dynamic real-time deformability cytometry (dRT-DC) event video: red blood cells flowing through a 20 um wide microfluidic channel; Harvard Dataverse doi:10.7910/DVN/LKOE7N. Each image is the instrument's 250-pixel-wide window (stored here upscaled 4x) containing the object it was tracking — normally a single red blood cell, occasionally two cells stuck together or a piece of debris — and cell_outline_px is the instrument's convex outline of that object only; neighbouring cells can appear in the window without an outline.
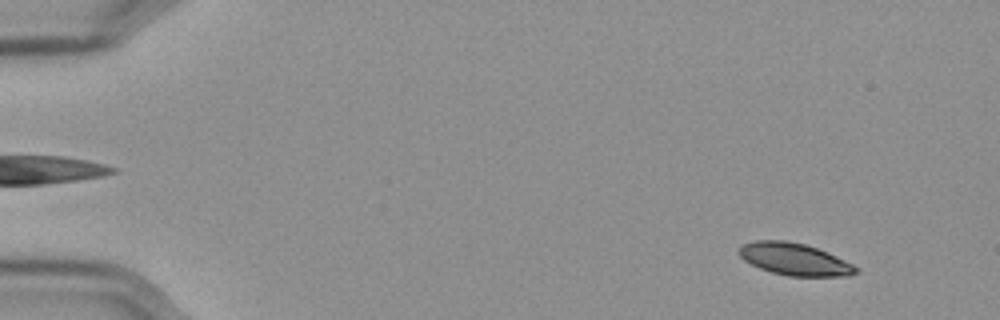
{"species": "Egyptian fruit bat (a non-hibernating species)", "species_latin": "Rousettus aegyptiacus", "temperature_condition": "cold", "stored_images_in_passage": 57, "camera_frame_rate_fps": 3000, "um_per_image_px": 0.085, "frame": {"image": 1, "passage_image": 5, "time_ms": 1.333, "image_size_px": [1000, 320], "cell_outline_px": [[860, 272], [848, 276], [788, 276], [772, 272], [760, 268], [744, 260], [736, 252], [744, 244], [756, 240], [784, 240], [804, 244], [828, 252], [860, 268]], "centroid_in_image_um": [67.56, 22.04], "position_along_channel_um": 17.4, "area_um2": 21.85}}
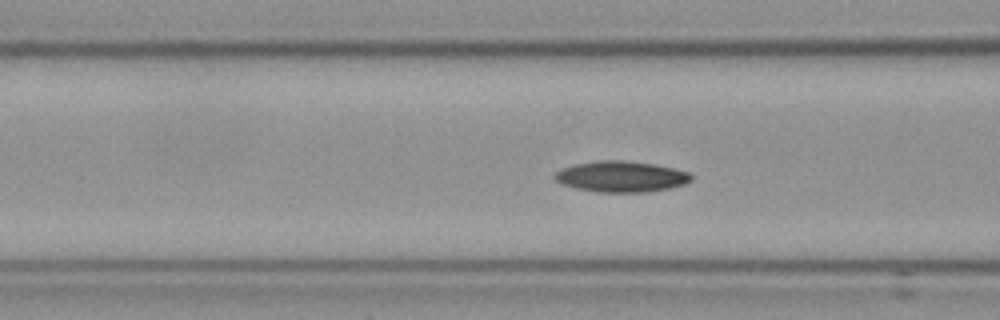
{"frame": {"image": 2, "passage_image": 23, "time_ms": 7.333, "image_size_px": [1000, 320], "cell_outline_px": [[692, 180], [684, 184], [668, 188], [644, 192], [600, 192], [576, 188], [564, 184], [556, 180], [552, 176], [556, 172], [564, 168], [576, 164], [596, 160], [624, 160], [656, 164], [688, 172], [692, 176]], "centroid_in_image_um": [52.8, 15.0], "position_along_channel_um": 113.8, "area_um2": 24.39}}
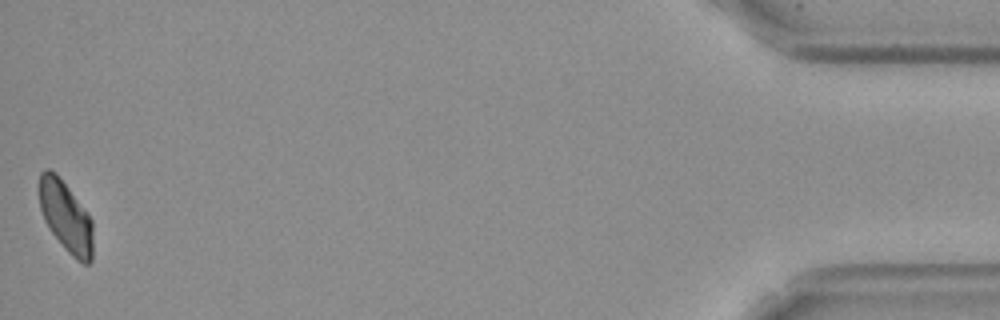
{"frame": {"image": 3, "passage_image": 57, "time_ms": 18.667, "image_size_px": [1000, 320], "cell_outline_px": [[92, 260], [88, 264], [84, 264], [76, 260], [64, 248], [48, 228], [44, 220], [40, 208], [40, 172], [44, 168], [48, 168], [56, 172], [92, 220]], "centroid_in_image_um": [5.58, 18.43], "position_along_channel_um": 429.6, "area_um2": 21.96}, "authors_computed_cell_mechanics": {"area_um2": 23.409, "velocity_mm_per_s": 3.5577, "shape_relaxation_time_tau1_ms": 4.9591, "shape_relaxation_time_tau2_ms": null, "deformation_change_tau1": 0.1007, "deformation_change_tau2": null}}